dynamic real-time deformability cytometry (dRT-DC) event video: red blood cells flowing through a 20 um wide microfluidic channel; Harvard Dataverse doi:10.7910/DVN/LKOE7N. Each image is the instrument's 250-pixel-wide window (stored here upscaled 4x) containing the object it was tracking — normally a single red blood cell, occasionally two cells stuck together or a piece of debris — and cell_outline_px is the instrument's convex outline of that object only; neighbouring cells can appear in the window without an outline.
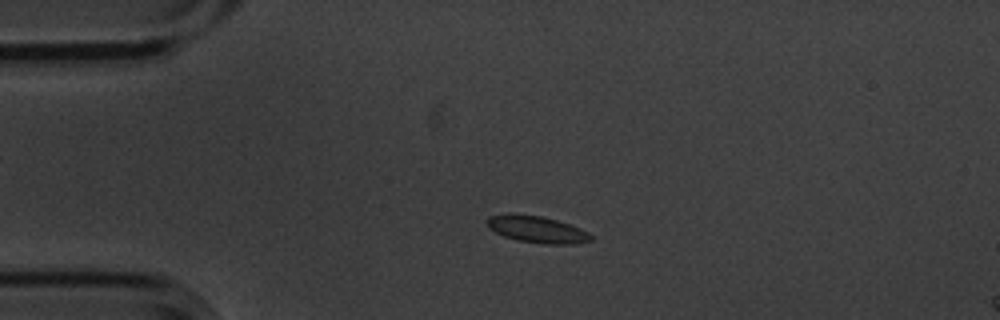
{"species": "common noctule bat (a hibernating species)", "species_latin": "Nyctalus noctula", "temperature_condition": "cold", "stored_images_in_passage": 5, "camera_frame_rate_fps": 3000, "um_per_image_px": 0.085, "animal": {"sex": "male", "body_mass_g": 20.1, "forearm_length_mm": 53.5}, "frame": {"image": 1, "passage_image": 3, "time_ms": 0.667, "image_size_px": [1000, 320], "cell_outline_px": [[592, 240], [572, 244], [548, 244], [520, 240], [504, 236], [488, 228], [484, 220], [488, 216], [512, 212], [540, 216], [556, 220], [580, 228], [588, 232], [592, 236]], "centroid_in_image_um": [45.58, 19.47], "position_along_channel_um": 39.4, "area_um2": 16.24}}
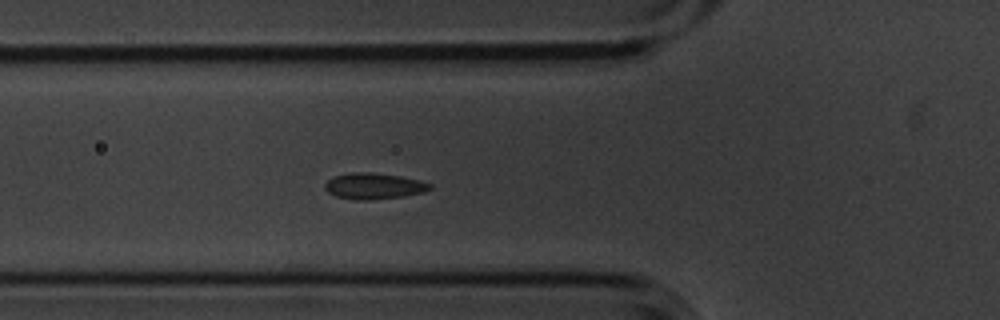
{"frame": {"image": 2, "passage_image": 5, "time_ms": 1.333, "image_size_px": [1000, 320], "cell_outline_px": [[432, 188], [424, 192], [404, 196], [368, 200], [356, 200], [336, 196], [328, 192], [324, 188], [324, 184], [332, 176], [352, 172], [368, 172], [400, 176], [420, 180], [432, 184]], "centroid_in_image_um": [31.77, 15.81], "position_along_channel_um": 94.0, "area_um2": 16.01}}